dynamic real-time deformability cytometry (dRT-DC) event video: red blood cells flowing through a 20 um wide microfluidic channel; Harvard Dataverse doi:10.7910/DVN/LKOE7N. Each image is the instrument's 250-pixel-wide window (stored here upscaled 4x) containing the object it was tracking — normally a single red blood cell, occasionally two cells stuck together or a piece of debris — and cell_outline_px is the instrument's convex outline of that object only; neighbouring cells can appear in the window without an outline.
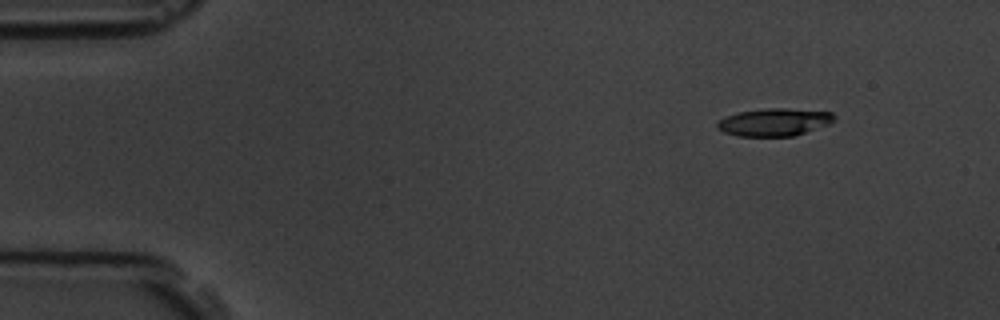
{"species": "common noctule bat (a hibernating species)", "species_latin": "Nyctalus noctula", "temperature_condition": "room temperature", "stored_images_in_passage": 4, "camera_frame_rate_fps": 3000, "um_per_image_px": 0.085, "animal": {"sex": "male", "body_mass_g": 19.5, "forearm_length_mm": 54.6}, "frame": {"image": 1, "passage_image": 1, "time_ms": 0.0, "image_size_px": [1000, 320], "cell_outline_px": [[836, 116], [828, 124], [792, 136], [736, 136], [724, 132], [716, 128], [716, 124], [724, 116], [736, 112], [764, 108], [784, 108], [832, 112]], "centroid_in_image_um": [65.74, 10.37], "position_along_channel_um": 19.3, "area_um2": 18.79}}
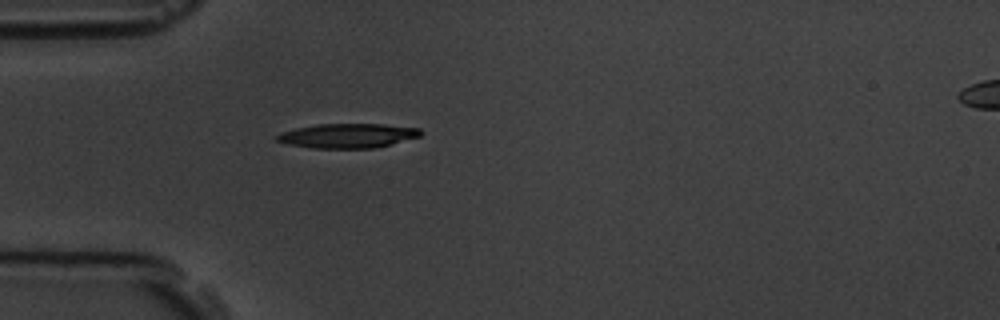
{"frame": {"image": 2, "passage_image": 4, "time_ms": 3.333, "image_size_px": [1000, 320], "cell_outline_px": [[424, 132], [420, 136], [376, 148], [312, 148], [288, 144], [276, 140], [276, 136], [284, 132], [296, 128], [316, 124], [384, 124], [420, 128]], "centroid_in_image_um": [29.6, 11.53], "position_along_channel_um": 55.4, "area_um2": 20.4}}